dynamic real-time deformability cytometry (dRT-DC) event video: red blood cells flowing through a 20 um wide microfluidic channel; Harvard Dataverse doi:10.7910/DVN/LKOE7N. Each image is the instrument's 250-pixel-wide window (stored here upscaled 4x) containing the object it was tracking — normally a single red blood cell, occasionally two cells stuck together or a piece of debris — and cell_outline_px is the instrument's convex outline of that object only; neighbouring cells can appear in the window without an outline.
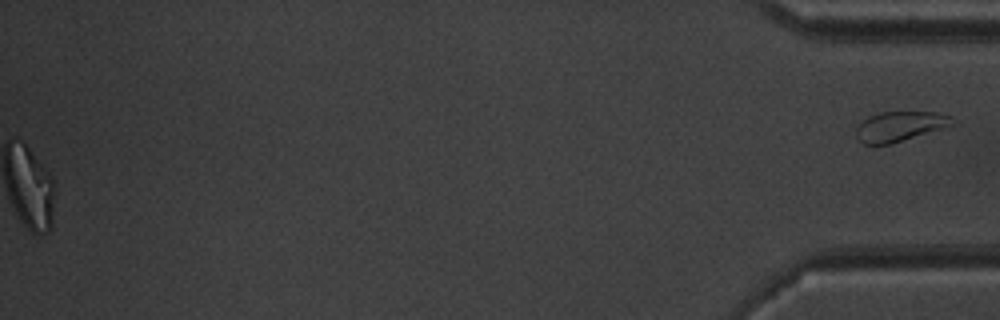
{"species": "common noctule bat (a hibernating species)", "species_latin": "Nyctalus noctula", "temperature_condition": "warm", "stored_images_in_passage": 51, "segment_of_instrument_passage": [2, 2], "camera_frame_rate_fps": 3000, "um_per_image_px": 0.085, "animal": {"sex": "male", "body_mass_g": 20.1, "forearm_length_mm": 53.5}, "frame": {"image": 1, "passage_image": 51, "time_ms": 16.667, "image_size_px": [1000, 320], "cell_outline_px": [[960, 124], [888, 144], [864, 144], [856, 136], [856, 124], [860, 120], [868, 116], [880, 112], [936, 112], [952, 116], [960, 120]], "centroid_in_image_um": [76.57, 10.71], "position_along_channel_um": 358.6, "area_um2": 17.22}}